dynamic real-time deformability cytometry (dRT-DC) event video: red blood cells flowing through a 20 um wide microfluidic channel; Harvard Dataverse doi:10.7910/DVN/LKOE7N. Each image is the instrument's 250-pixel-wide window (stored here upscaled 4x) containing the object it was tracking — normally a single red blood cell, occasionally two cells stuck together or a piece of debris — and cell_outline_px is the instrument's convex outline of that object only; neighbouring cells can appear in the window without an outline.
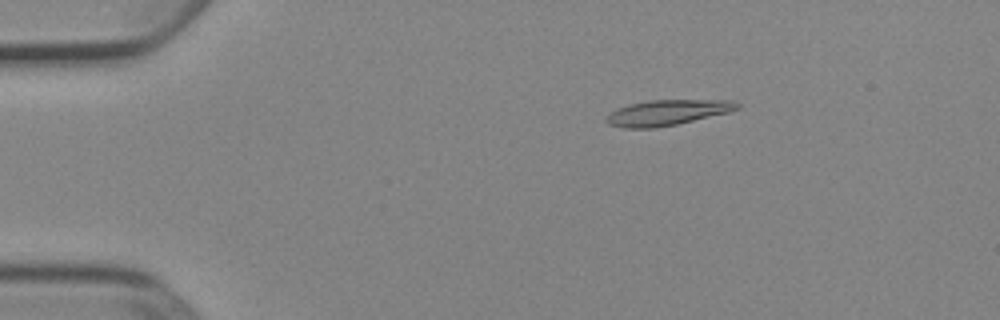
{"species": "Egyptian fruit bat (a non-hibernating species)", "species_latin": "Rousettus aegyptiacus", "temperature_condition": "cold", "stored_images_in_passage": 10, "camera_frame_rate_fps": 3000, "um_per_image_px": 0.085, "animal": {"sex": "female"}, "frame": {"image": 1, "passage_image": 9, "time_ms": 2.667, "image_size_px": [1000, 320], "cell_outline_px": [[740, 108], [728, 112], [676, 124], [656, 128], [624, 128], [608, 124], [604, 120], [604, 116], [616, 108], [628, 104], [648, 100], [732, 100], [740, 104]], "centroid_in_image_um": [56.65, 9.56], "position_along_channel_um": 28.4, "area_um2": 19.54}}